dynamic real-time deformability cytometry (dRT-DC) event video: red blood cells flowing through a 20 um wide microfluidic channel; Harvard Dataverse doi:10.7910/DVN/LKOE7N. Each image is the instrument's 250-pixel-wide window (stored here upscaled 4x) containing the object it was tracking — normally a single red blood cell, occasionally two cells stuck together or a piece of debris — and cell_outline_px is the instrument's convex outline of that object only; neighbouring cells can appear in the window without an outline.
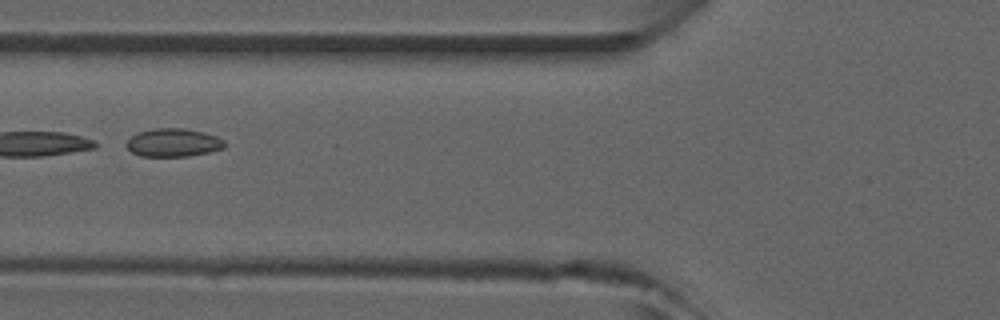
{"species": "common noctule bat (a hibernating species)", "species_latin": "Nyctalus noctula", "temperature_condition": "room temperature", "stored_images_in_passage": 6, "camera_frame_rate_fps": 3000, "um_per_image_px": 0.085, "animal": {"sex": "male", "forearm_length_mm": 52.5}, "frame": {"image": 1, "passage_image": 5, "time_ms": 4.667, "image_size_px": [1000, 320], "cell_outline_px": [[224, 148], [208, 152], [188, 156], [140, 156], [132, 152], [124, 144], [136, 132], [152, 128], [184, 128], [204, 132], [216, 136], [224, 140]], "centroid_in_image_um": [14.7, 12.11], "position_along_channel_um": 111.1, "area_um2": 16.18}}
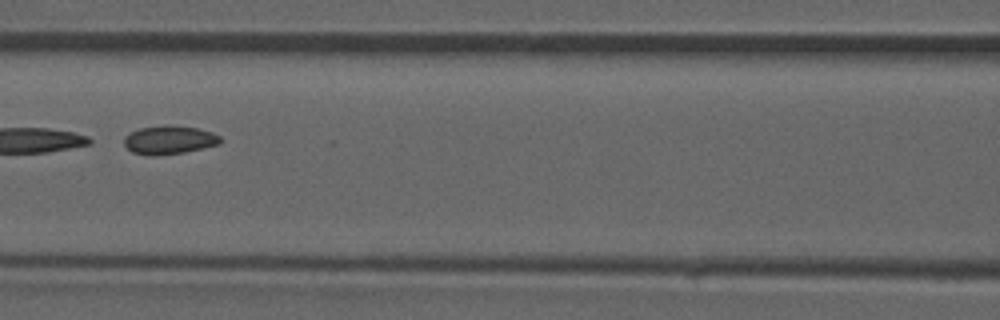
{"frame": {"image": 2, "passage_image": 6, "time_ms": 5.667, "image_size_px": [1000, 320], "cell_outline_px": [[220, 144], [184, 152], [156, 156], [148, 156], [132, 152], [124, 144], [124, 136], [140, 128], [164, 124], [168, 124], [196, 128], [212, 132], [220, 136]], "centroid_in_image_um": [14.36, 11.89], "position_along_channel_um": 152.2, "area_um2": 16.07}}